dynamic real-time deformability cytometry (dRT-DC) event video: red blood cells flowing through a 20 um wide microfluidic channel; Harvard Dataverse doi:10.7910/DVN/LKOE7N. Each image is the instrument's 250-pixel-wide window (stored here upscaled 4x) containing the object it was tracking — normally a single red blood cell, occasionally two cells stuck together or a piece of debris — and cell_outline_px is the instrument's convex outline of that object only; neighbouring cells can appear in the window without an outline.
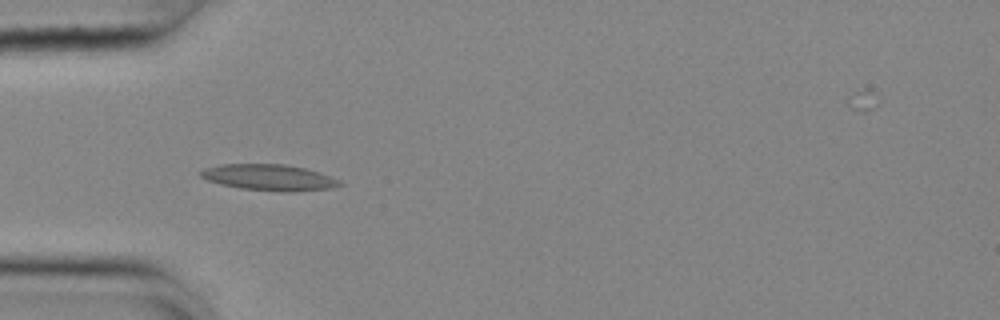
{"species": "common noctule bat (a hibernating species)", "species_latin": "Nyctalus noctula", "temperature_condition": "cold", "stored_images_in_passage": 51, "camera_frame_rate_fps": 3000, "um_per_image_px": 0.085, "animal": {"sex": "female", "body_mass_g": 25.1}, "frame": {"image": 1, "passage_image": 12, "time_ms": 3.667, "image_size_px": [1000, 320], "cell_outline_px": [[344, 184], [332, 188], [292, 192], [280, 192], [240, 188], [220, 184], [208, 180], [200, 176], [200, 172], [204, 168], [220, 164], [284, 164], [304, 168], [320, 172], [340, 180]], "centroid_in_image_um": [22.9, 15.09], "position_along_channel_um": 62.1, "area_um2": 21.27}}
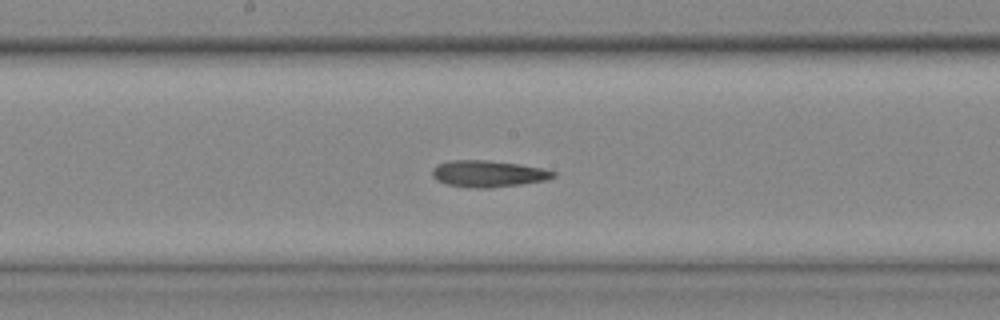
{"frame": {"image": 2, "passage_image": 24, "time_ms": 7.667, "image_size_px": [1000, 320], "cell_outline_px": [[556, 176], [548, 180], [520, 184], [488, 188], [468, 188], [444, 184], [436, 180], [432, 176], [432, 168], [436, 164], [448, 160], [488, 160], [520, 164], [540, 168], [556, 172]], "centroid_in_image_um": [41.44, 14.77], "position_along_channel_um": 206.8, "area_um2": 19.02}}
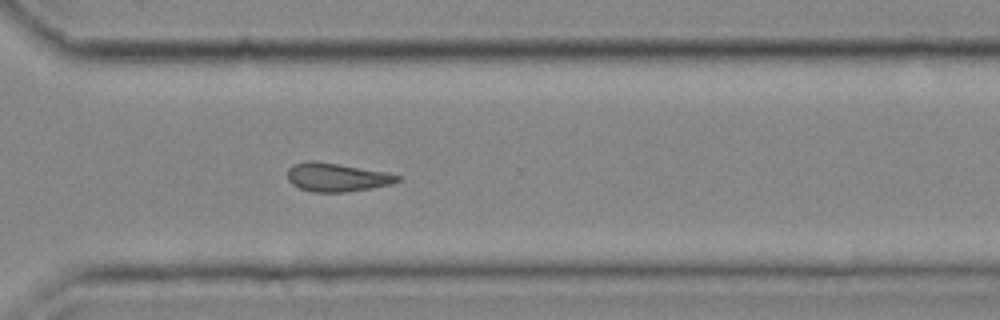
{"frame": {"image": 3, "passage_image": 35, "time_ms": 11.333, "image_size_px": [1000, 320], "cell_outline_px": [[400, 180], [392, 184], [372, 188], [344, 192], [312, 192], [300, 188], [292, 184], [288, 180], [288, 168], [292, 164], [308, 160], [336, 164], [388, 172], [400, 176]], "centroid_in_image_um": [28.62, 15.07], "position_along_channel_um": 342.0, "area_um2": 18.21}, "authors_computed_cell_mechanics": {"area_um2": 18.6694, "velocity_mm_per_s": 3.6818, "shape_relaxation_time_tau1_ms": null, "shape_relaxation_time_tau2_ms": 5.7489, "deformation_change_tau1": null, "deformation_change_tau2": 0.142}}